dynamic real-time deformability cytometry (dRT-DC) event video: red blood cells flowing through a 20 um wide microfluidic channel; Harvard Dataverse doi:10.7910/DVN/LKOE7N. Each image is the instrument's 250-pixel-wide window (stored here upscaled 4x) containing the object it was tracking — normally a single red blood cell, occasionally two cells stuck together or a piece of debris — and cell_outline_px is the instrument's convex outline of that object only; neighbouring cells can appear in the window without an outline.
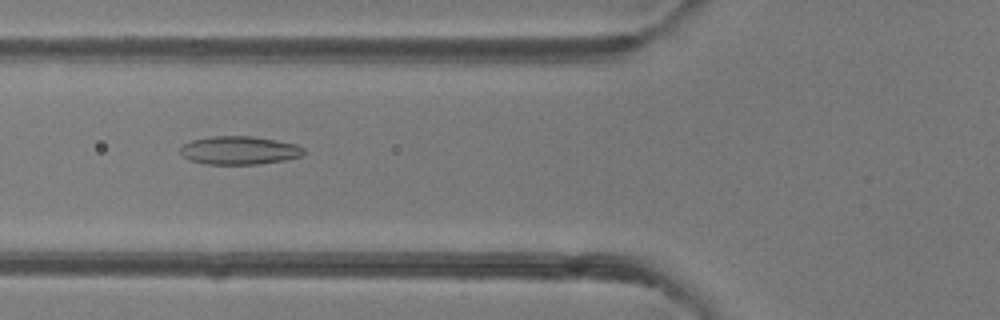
{"species": "common noctule bat (a hibernating species)", "species_latin": "Nyctalus noctula", "temperature_condition": "room temperature", "stored_images_in_passage": 50, "camera_frame_rate_fps": 3000, "um_per_image_px": 0.085, "animal": {"sex": "female"}, "frame": {"image": 1, "passage_image": 19, "time_ms": 6.0, "image_size_px": [1000, 320], "cell_outline_px": [[304, 152], [300, 156], [284, 160], [256, 164], [204, 164], [188, 160], [180, 152], [180, 148], [184, 144], [192, 140], [212, 136], [252, 136], [276, 140], [296, 144], [304, 148]], "centroid_in_image_um": [20.32, 12.78], "position_along_channel_um": 105.5, "area_um2": 20.29}}
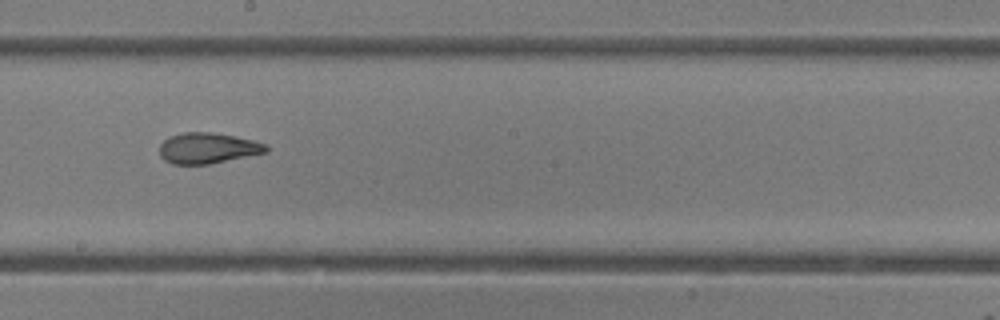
{"frame": {"image": 2, "passage_image": 28, "time_ms": 9.0, "image_size_px": [1000, 320], "cell_outline_px": [[268, 152], [208, 164], [172, 164], [164, 160], [160, 156], [160, 144], [164, 140], [172, 136], [184, 132], [212, 132], [252, 140], [268, 144]], "centroid_in_image_um": [17.66, 12.59], "position_along_channel_um": 230.5, "area_um2": 18.96}}
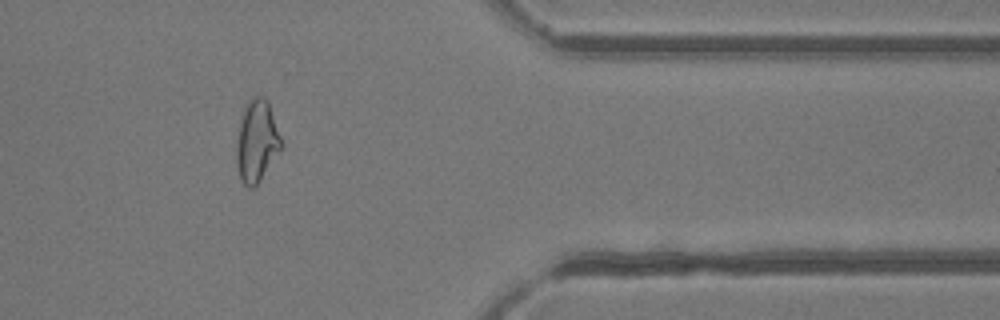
{"frame": {"image": 3, "passage_image": 41, "time_ms": 13.333, "image_size_px": [1000, 320], "cell_outline_px": [[284, 144], [260, 180], [252, 188], [248, 188], [240, 180], [236, 160], [236, 140], [244, 108], [248, 100], [252, 96], [264, 96], [268, 100]], "centroid_in_image_um": [21.83, 11.97], "position_along_channel_um": 389.6, "area_um2": 21.44}, "authors_computed_cell_mechanics": {"area_um2": 21.6461, "velocity_mm_per_s": 4.1613, "shape_relaxation_time_tau1_ms": 9.2792, "shape_relaxation_time_tau2_ms": 1.8722, "deformation_change_tau1": 0.2236, "deformation_change_tau2": 0.0976}}